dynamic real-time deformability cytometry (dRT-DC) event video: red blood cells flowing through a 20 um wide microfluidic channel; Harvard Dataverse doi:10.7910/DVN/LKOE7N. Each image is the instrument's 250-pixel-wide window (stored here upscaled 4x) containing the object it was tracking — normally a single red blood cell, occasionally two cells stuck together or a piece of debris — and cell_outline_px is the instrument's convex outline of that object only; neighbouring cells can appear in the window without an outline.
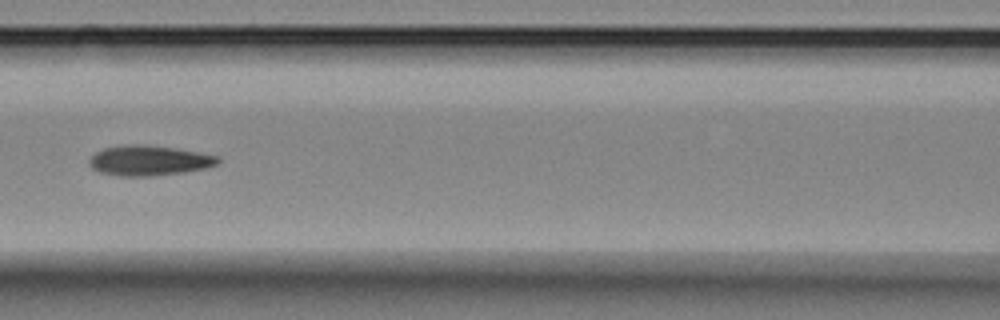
{"species": "Egyptian fruit bat (a non-hibernating species)", "species_latin": "Rousettus aegyptiacus", "temperature_condition": "room temperature", "stored_images_in_passage": 9, "camera_frame_rate_fps": 3000, "um_per_image_px": 0.085, "animal": {"sex": "female"}, "frame": {"image": 1, "passage_image": 6, "time_ms": 5.667, "image_size_px": [1000, 320], "cell_outline_px": [[220, 160], [216, 164], [204, 168], [184, 172], [152, 176], [120, 176], [100, 172], [92, 168], [88, 164], [88, 160], [96, 152], [104, 148], [124, 144], [144, 144], [176, 148], [200, 152], [220, 156]], "centroid_in_image_um": [12.66, 13.63], "position_along_channel_um": 153.9, "area_um2": 22.72}}
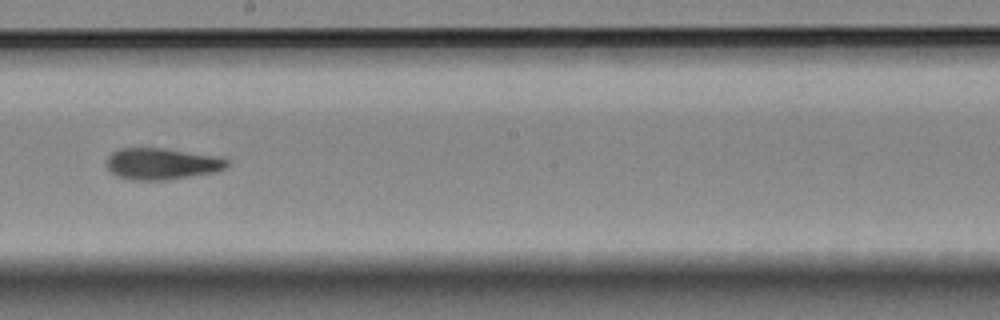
{"frame": {"image": 2, "passage_image": 8, "time_ms": 8.0, "image_size_px": [1000, 320], "cell_outline_px": [[228, 164], [224, 168], [212, 172], [168, 180], [132, 180], [116, 176], [108, 168], [108, 156], [112, 152], [120, 148], [164, 148], [212, 156], [228, 160]], "centroid_in_image_um": [13.69, 13.93], "position_along_channel_um": 234.5, "area_um2": 21.68}}
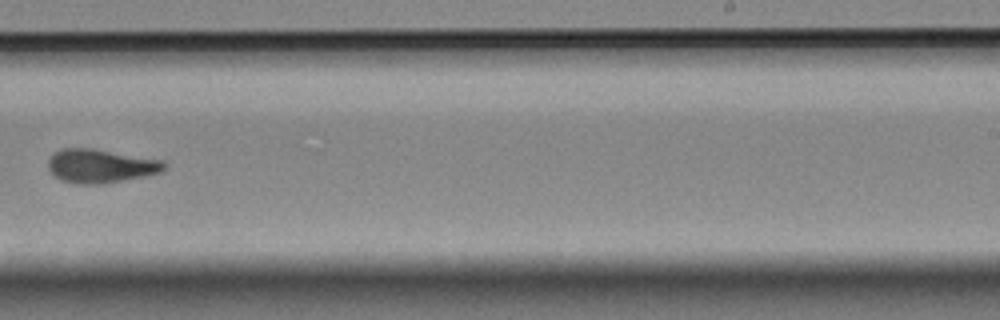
{"frame": {"image": 3, "passage_image": 9, "time_ms": 9.333, "image_size_px": [1000, 320], "cell_outline_px": [[168, 164], [160, 172], [144, 176], [104, 184], [76, 184], [60, 180], [52, 176], [48, 168], [48, 160], [52, 152], [64, 148], [92, 148], [164, 160]], "centroid_in_image_um": [8.51, 14.11], "position_along_channel_um": 280.5, "area_um2": 23.12}}